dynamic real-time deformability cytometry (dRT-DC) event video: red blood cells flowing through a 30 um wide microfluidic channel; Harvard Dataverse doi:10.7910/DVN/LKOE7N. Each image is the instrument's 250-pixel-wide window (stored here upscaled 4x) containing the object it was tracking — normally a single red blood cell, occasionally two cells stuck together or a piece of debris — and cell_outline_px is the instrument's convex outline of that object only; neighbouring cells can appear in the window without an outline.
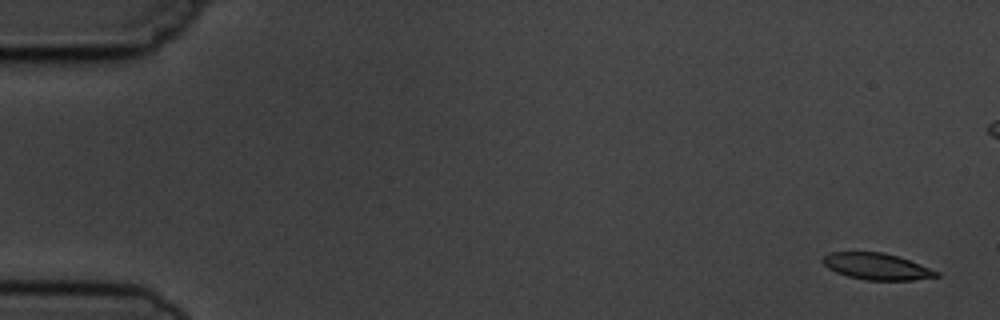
{"species": "common noctule bat (a hibernating species)", "species_latin": "Nyctalus noctula", "temperature_condition": "cold", "stored_images_in_passage": 11, "camera_frame_rate_fps": 3000, "um_per_image_px": 0.085, "animal": {"sex": "male", "body_mass_g": 19.5, "forearm_length_mm": 54.6}, "frame": {"image": 1, "passage_image": 1, "time_ms": 0.0, "image_size_px": [1000, 320], "cell_outline_px": [[940, 276], [912, 280], [868, 280], [848, 276], [836, 272], [828, 268], [820, 260], [828, 252], [884, 252], [920, 264], [940, 272]], "centroid_in_image_um": [74.5, 22.64], "position_along_channel_um": 10.5, "area_um2": 17.46}}
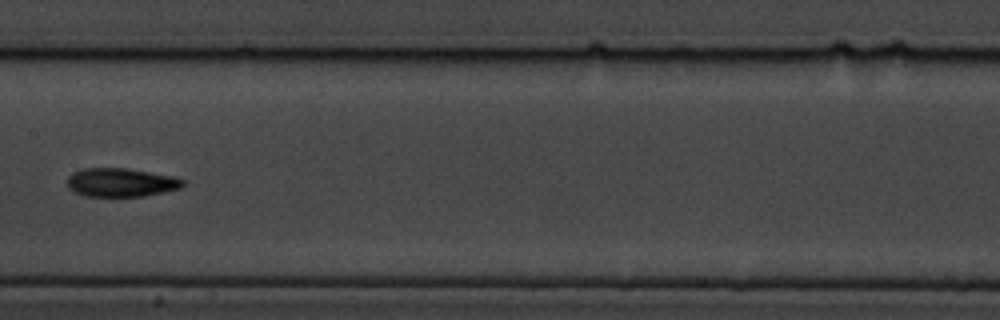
{"frame": {"image": 2, "passage_image": 8, "time_ms": 8.667, "image_size_px": [1000, 320], "cell_outline_px": [[184, 184], [180, 188], [164, 192], [144, 196], [84, 196], [68, 188], [68, 176], [72, 172], [84, 168], [124, 168], [176, 176], [184, 180]], "centroid_in_image_um": [10.29, 15.5], "position_along_channel_um": 197.1, "area_um2": 19.31}}
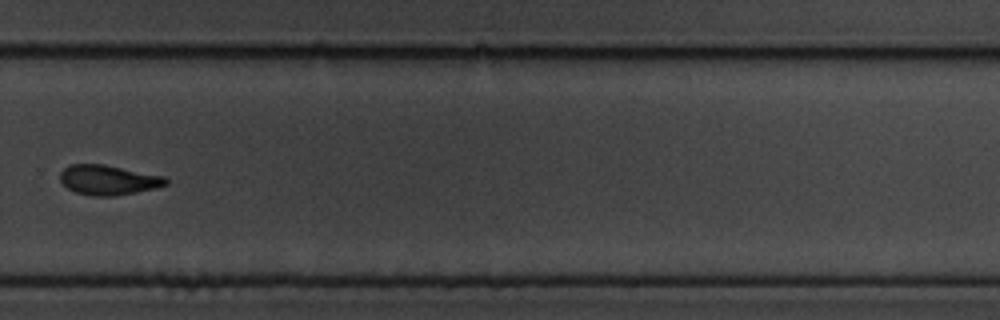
{"frame": {"image": 3, "passage_image": 11, "time_ms": 12.0, "image_size_px": [1000, 320], "cell_outline_px": [[168, 184], [136, 192], [112, 196], [92, 196], [76, 192], [68, 188], [60, 180], [60, 172], [68, 164], [104, 164], [164, 176], [168, 180]], "centroid_in_image_um": [9.18, 15.28], "position_along_channel_um": 320.6, "area_um2": 18.26}}